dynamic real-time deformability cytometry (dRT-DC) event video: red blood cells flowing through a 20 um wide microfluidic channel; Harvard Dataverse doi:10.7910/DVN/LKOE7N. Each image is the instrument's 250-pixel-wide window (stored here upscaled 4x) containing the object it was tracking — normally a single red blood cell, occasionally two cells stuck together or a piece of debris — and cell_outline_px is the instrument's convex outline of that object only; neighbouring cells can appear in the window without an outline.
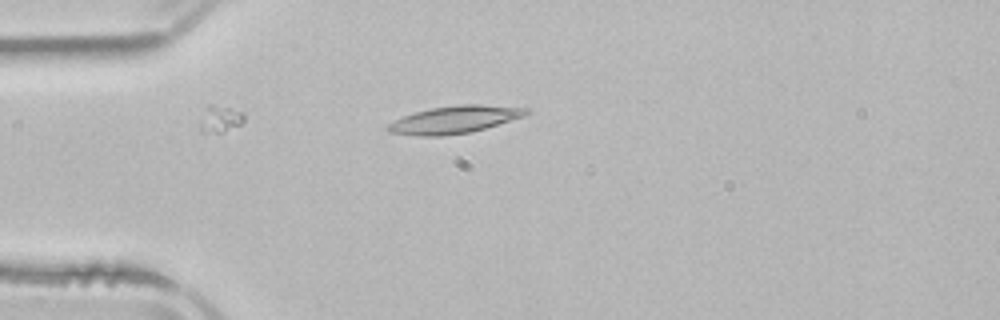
{"species": "common noctule bat (a hibernating species)", "species_latin": "Nyctalus noctula", "temperature_condition": "room temperature", "stored_images_in_passage": 4, "camera_frame_rate_fps": 3000, "um_per_image_px": 0.085, "animal": {"sex": "male", "body_mass_g": 21.5, "forearm_length_mm": 52.0}, "frame": {"image": 1, "passage_image": 4, "time_ms": 4.0, "image_size_px": [1000, 320], "cell_outline_px": [[532, 112], [524, 116], [472, 132], [444, 136], [416, 136], [388, 132], [384, 128], [388, 124], [404, 116], [416, 112], [432, 108], [460, 104], [480, 104], [532, 108]], "centroid_in_image_um": [38.67, 10.17], "position_along_channel_um": 46.3, "area_um2": 22.25}}